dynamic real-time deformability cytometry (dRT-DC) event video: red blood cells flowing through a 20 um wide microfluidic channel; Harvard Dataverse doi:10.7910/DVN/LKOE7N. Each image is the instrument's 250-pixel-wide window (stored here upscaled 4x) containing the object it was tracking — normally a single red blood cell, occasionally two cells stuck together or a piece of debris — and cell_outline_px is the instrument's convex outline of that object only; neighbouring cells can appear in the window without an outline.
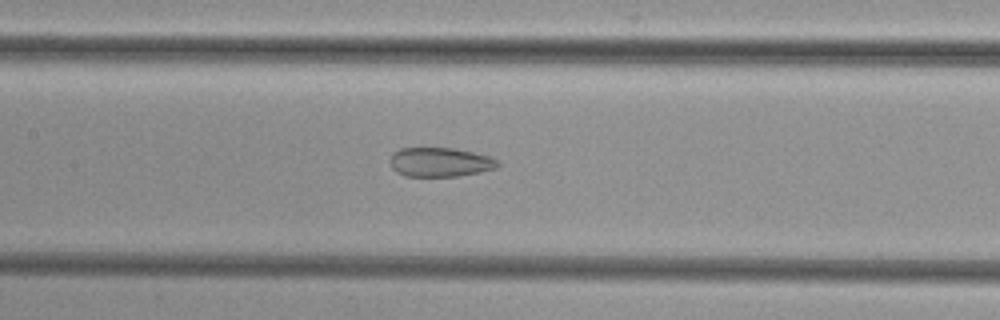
{"species": "common noctule bat (a hibernating species)", "species_latin": "Nyctalus noctula", "temperature_condition": "cold", "stored_images_in_passage": 33, "camera_frame_rate_fps": 3000, "um_per_image_px": 0.085, "animal": {"sex": "female", "body_mass_g": 29.2, "forearm_length_mm": 56.3}, "frame": {"image": 1, "passage_image": 12, "time_ms": 3.667, "image_size_px": [1000, 320], "cell_outline_px": [[500, 164], [496, 168], [480, 172], [460, 176], [404, 176], [396, 172], [388, 164], [388, 160], [392, 152], [400, 148], [456, 148], [492, 156], [500, 160]], "centroid_in_image_um": [37.4, 13.77], "position_along_channel_um": 170.0, "area_um2": 18.84}}
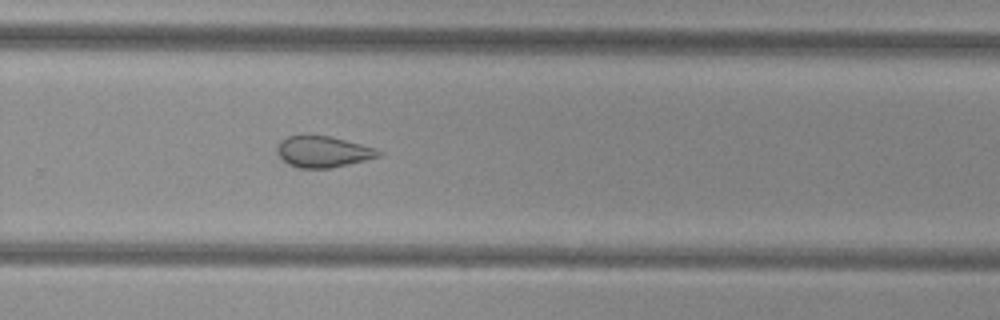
{"frame": {"image": 2, "passage_image": 22, "time_ms": 7.0, "image_size_px": [1000, 320], "cell_outline_px": [[384, 152], [380, 156], [332, 168], [300, 168], [288, 164], [276, 152], [276, 148], [280, 140], [288, 136], [300, 132], [328, 136], [376, 148]], "centroid_in_image_um": [27.41, 12.86], "position_along_channel_um": 302.4, "area_um2": 18.79}}
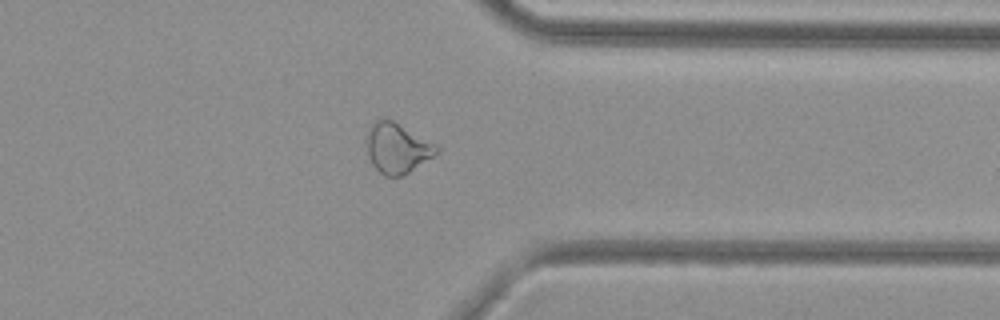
{"frame": {"image": 3, "passage_image": 28, "time_ms": 9.0, "image_size_px": [1000, 320], "cell_outline_px": [[440, 148], [432, 156], [408, 172], [400, 176], [384, 176], [372, 164], [368, 156], [364, 140], [368, 124], [380, 116], [384, 116], [392, 120]], "centroid_in_image_um": [33.63, 12.53], "position_along_channel_um": 377.8, "area_um2": 20.4}}